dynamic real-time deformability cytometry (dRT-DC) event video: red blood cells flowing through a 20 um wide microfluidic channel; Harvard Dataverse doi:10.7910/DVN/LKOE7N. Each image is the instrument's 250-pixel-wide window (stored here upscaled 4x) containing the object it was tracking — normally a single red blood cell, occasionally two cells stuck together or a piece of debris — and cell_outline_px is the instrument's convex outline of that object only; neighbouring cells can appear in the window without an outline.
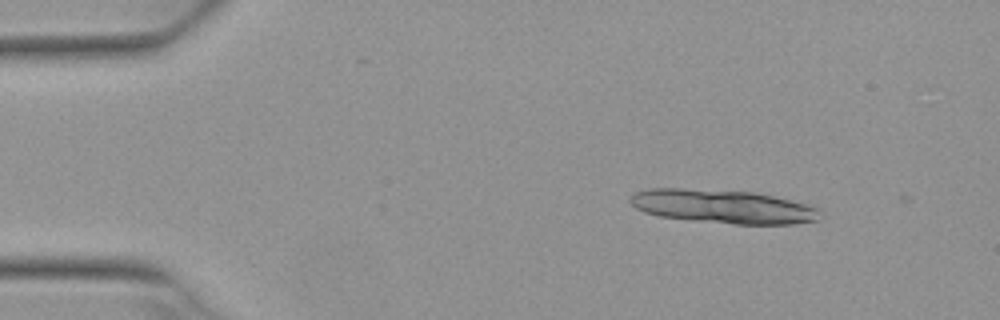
{"species": "Egyptian fruit bat (a non-hibernating species)", "species_latin": "Rousettus aegyptiacus", "temperature_condition": "warm", "stored_images_in_passage": 5, "camera_frame_rate_fps": 3000, "um_per_image_px": 0.085, "animal": {"sex": "female"}, "frame": {"image": 1, "passage_image": 2, "time_ms": 0.333, "image_size_px": [1000, 320], "cell_outline_px": [[824, 212], [820, 220], [792, 224], [736, 224], [696, 220], [660, 216], [644, 212], [636, 208], [628, 200], [636, 192], [652, 188], [684, 188], [756, 192], [812, 204], [820, 208]], "centroid_in_image_um": [61.58, 17.55], "position_along_channel_um": 23.4, "area_um2": 37.63}}